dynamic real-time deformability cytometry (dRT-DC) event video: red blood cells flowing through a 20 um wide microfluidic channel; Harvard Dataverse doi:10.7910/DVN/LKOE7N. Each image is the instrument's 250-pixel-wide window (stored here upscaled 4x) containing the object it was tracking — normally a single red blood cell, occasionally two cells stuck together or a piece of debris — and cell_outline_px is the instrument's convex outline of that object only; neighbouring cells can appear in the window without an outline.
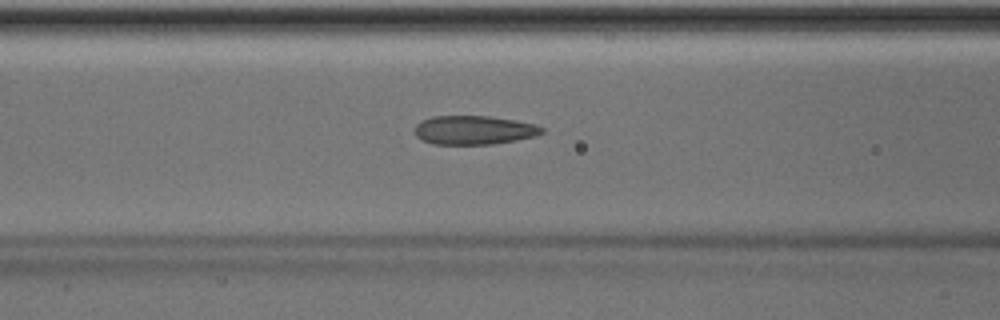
{"species": "Egyptian fruit bat (a non-hibernating species)", "species_latin": "Rousettus aegyptiacus", "temperature_condition": "room temperature", "stored_images_in_passage": 13, "camera_frame_rate_fps": 3000, "um_per_image_px": 0.085, "animal": {"sex": "male"}, "frame": {"image": 1, "passage_image": 11, "time_ms": 3.333, "image_size_px": [1000, 320], "cell_outline_px": [[544, 132], [536, 136], [516, 140], [492, 144], [432, 144], [420, 140], [416, 136], [416, 124], [420, 120], [432, 116], [488, 116], [516, 120], [536, 124], [544, 128]], "centroid_in_image_um": [40.28, 11.05], "position_along_channel_um": 126.3, "area_um2": 21.56}}